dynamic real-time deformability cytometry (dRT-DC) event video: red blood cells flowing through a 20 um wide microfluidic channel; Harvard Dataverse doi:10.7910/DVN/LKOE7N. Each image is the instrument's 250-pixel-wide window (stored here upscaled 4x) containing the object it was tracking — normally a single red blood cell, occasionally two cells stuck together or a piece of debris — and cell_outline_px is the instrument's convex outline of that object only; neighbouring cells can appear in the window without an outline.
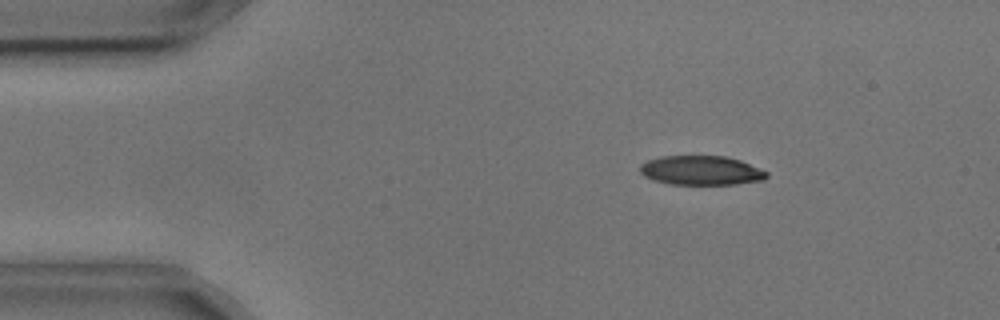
{"species": "common noctule bat (a hibernating species)", "species_latin": "Nyctalus noctula", "temperature_condition": "cold", "stored_images_in_passage": 4, "camera_frame_rate_fps": 3000, "um_per_image_px": 0.085, "animal": {"sex": "male", "body_mass_g": 17.9, "forearm_length_mm": 54.2}, "frame": {"image": 1, "passage_image": 2, "time_ms": 0.333, "image_size_px": [1000, 320], "cell_outline_px": [[768, 176], [764, 180], [736, 184], [672, 184], [656, 180], [644, 176], [640, 172], [640, 164], [648, 160], [660, 156], [724, 156], [740, 160], [768, 172]], "centroid_in_image_um": [59.61, 14.48], "position_along_channel_um": 25.4, "area_um2": 21.5}}
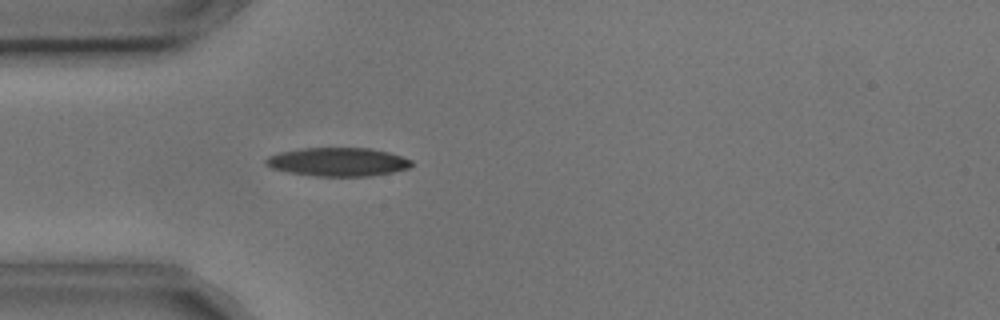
{"frame": {"image": 2, "passage_image": 4, "time_ms": 1.0, "image_size_px": [1000, 320], "cell_outline_px": [[412, 164], [408, 168], [392, 172], [372, 176], [316, 176], [288, 172], [272, 168], [264, 164], [264, 160], [268, 156], [280, 152], [304, 148], [368, 148], [388, 152], [412, 160]], "centroid_in_image_um": [28.7, 13.76], "position_along_channel_um": 56.3, "area_um2": 24.16}}